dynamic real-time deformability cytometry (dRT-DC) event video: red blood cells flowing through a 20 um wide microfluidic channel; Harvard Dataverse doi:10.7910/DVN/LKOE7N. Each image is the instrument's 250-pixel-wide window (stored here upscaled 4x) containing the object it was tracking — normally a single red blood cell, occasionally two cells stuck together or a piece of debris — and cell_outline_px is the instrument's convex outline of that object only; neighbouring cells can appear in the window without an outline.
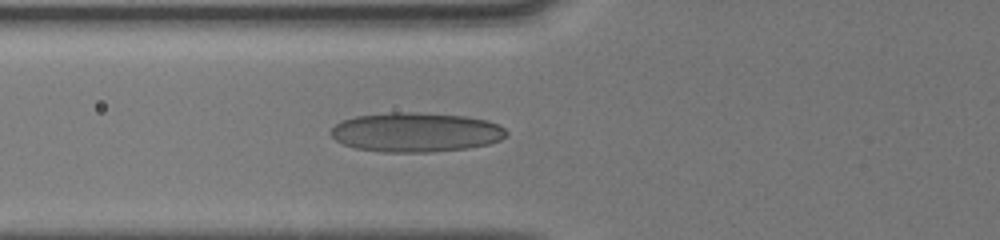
{"species": "human", "species_latin": "Homo sapiens", "temperature_condition": "cold", "stored_images_in_passage": 41, "camera_frame_rate_fps": 3000, "um_per_image_px": 0.085, "donor": {"sex": "male"}, "frame": {"image": 1, "passage_image": 11, "time_ms": 3.333, "image_size_px": [1000, 240], "cell_outline_px": [[508, 136], [500, 140], [488, 144], [468, 148], [428, 152], [380, 152], [356, 148], [344, 144], [336, 140], [328, 132], [336, 124], [344, 120], [356, 116], [388, 112], [416, 112], [464, 116], [488, 120], [504, 128], [508, 132]], "centroid_in_image_um": [35.35, 11.24], "position_along_channel_um": 90.4, "area_um2": 40.4}}
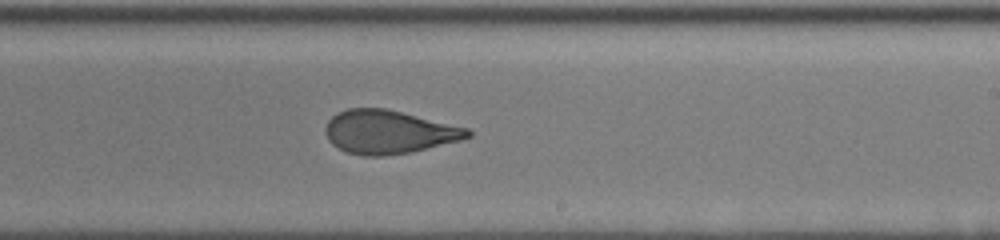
{"frame": {"image": 2, "passage_image": 23, "time_ms": 7.333, "image_size_px": [1000, 240], "cell_outline_px": [[472, 136], [460, 140], [408, 152], [384, 156], [364, 156], [348, 152], [332, 144], [328, 140], [324, 132], [324, 128], [328, 120], [336, 112], [348, 108], [388, 108], [468, 128], [472, 132]], "centroid_in_image_um": [33.0, 11.2], "position_along_channel_um": 256.0, "area_um2": 36.01}}
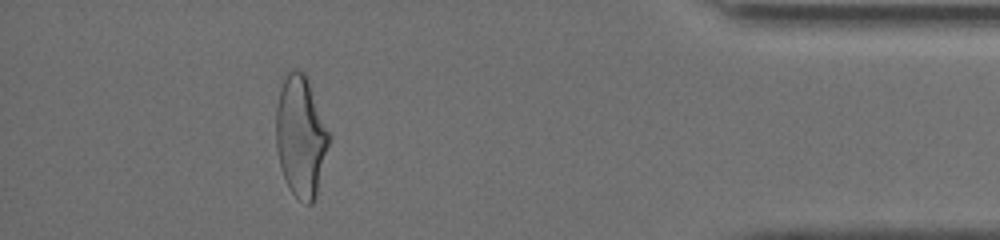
{"frame": {"image": 3, "passage_image": 37, "time_ms": 12.0, "image_size_px": [1000, 240], "cell_outline_px": [[332, 136], [316, 196], [312, 204], [308, 204], [296, 196], [288, 188], [280, 168], [276, 148], [276, 104], [280, 88], [288, 72], [292, 68], [296, 68], [304, 72], [308, 80]], "centroid_in_image_um": [25.58, 11.58], "position_along_channel_um": 409.6, "area_um2": 37.8}, "authors_computed_cell_mechanics": {"area_um2": 36.7608, "velocity_mm_per_s": 4.1363, "shape_relaxation_time_tau1_ms": 7.8707, "shape_relaxation_time_tau2_ms": 0.9955, "deformation_change_tau1": 0.2257, "deformation_change_tau2": 0.0828}}